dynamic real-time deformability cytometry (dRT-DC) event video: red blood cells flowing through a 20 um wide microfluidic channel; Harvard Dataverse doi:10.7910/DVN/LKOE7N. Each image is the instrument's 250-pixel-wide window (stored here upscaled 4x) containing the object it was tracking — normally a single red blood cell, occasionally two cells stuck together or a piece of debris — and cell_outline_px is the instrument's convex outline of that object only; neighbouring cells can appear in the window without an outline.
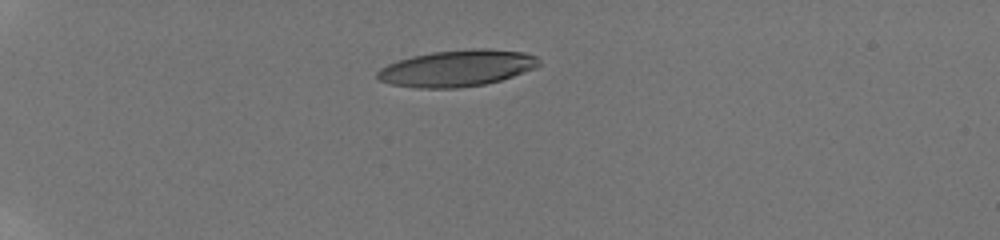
{"species": "human", "species_latin": "Homo sapiens", "temperature_condition": "room temperature", "stored_images_in_passage": 18, "camera_frame_rate_fps": 3000, "um_per_image_px": 0.085, "donor": {"sex": "male"}, "frame": {"image": 1, "passage_image": 1, "time_ms": 0.0, "image_size_px": [1000, 240], "cell_outline_px": [[540, 64], [536, 68], [500, 80], [484, 84], [456, 88], [416, 88], [388, 84], [380, 80], [376, 76], [376, 72], [380, 68], [388, 64], [412, 56], [432, 52], [472, 48], [488, 48], [524, 52], [536, 56], [540, 60]], "centroid_in_image_um": [38.85, 5.79], "position_along_channel_um": 46.2, "area_um2": 34.45}}
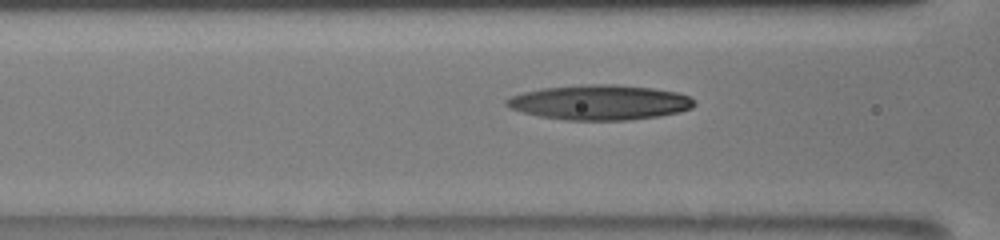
{"frame": {"image": 2, "passage_image": 11, "time_ms": 3.333, "image_size_px": [1000, 240], "cell_outline_px": [[696, 104], [692, 108], [680, 112], [660, 116], [628, 120], [564, 120], [540, 116], [508, 108], [504, 104], [504, 100], [512, 96], [524, 92], [544, 88], [588, 84], [616, 84], [652, 88], [676, 92], [688, 96], [696, 100]], "centroid_in_image_um": [51.0, 8.71], "position_along_channel_um": 115.6, "area_um2": 38.32}}
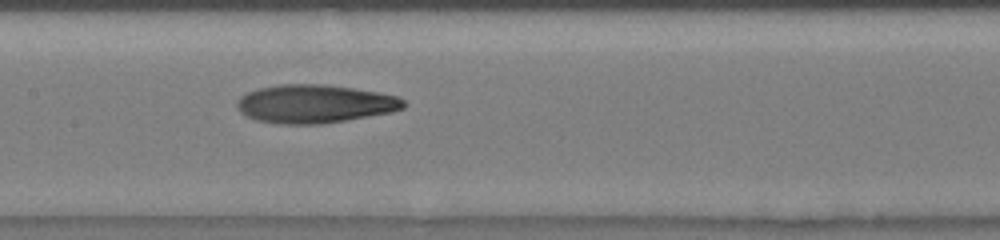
{"frame": {"image": 3, "passage_image": 16, "time_ms": 5.0, "image_size_px": [1000, 240], "cell_outline_px": [[408, 104], [404, 108], [392, 112], [320, 124], [276, 124], [256, 120], [240, 112], [236, 108], [236, 100], [240, 96], [256, 88], [280, 84], [324, 84], [380, 92], [396, 96], [404, 100]], "centroid_in_image_um": [26.73, 8.82], "position_along_channel_um": 180.7, "area_um2": 37.45}}